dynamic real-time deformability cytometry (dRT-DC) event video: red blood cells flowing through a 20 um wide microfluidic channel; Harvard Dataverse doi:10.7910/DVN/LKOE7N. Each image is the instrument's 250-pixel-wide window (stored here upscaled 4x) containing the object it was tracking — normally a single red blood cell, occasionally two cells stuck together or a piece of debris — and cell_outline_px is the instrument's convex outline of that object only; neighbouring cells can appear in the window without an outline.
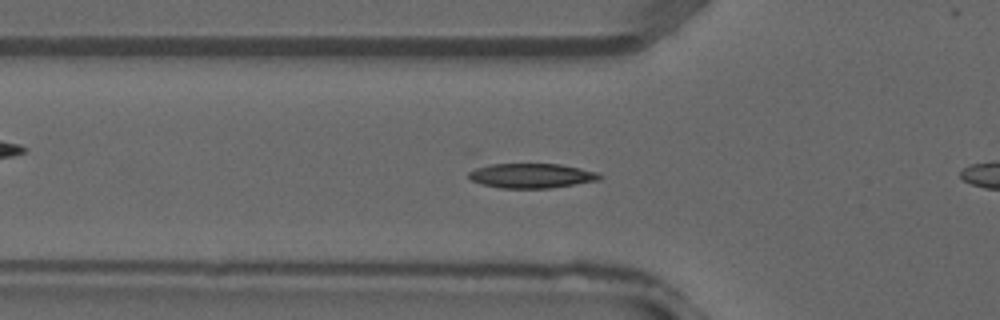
{"species": "common noctule bat (a hibernating species)", "species_latin": "Nyctalus noctula", "temperature_condition": "warm", "stored_images_in_passage": 35, "camera_frame_rate_fps": 3000, "um_per_image_px": 0.085, "animal": {"sex": "male", "forearm_length_mm": 52.5}, "frame": {"image": 1, "passage_image": 13, "time_ms": 4.0, "image_size_px": [1000, 320], "cell_outline_px": [[604, 176], [600, 180], [552, 188], [500, 188], [480, 184], [472, 180], [468, 176], [468, 172], [480, 164], [560, 164], [600, 172]], "centroid_in_image_um": [45.18, 14.93], "position_along_channel_um": 80.6, "area_um2": 19.19}}
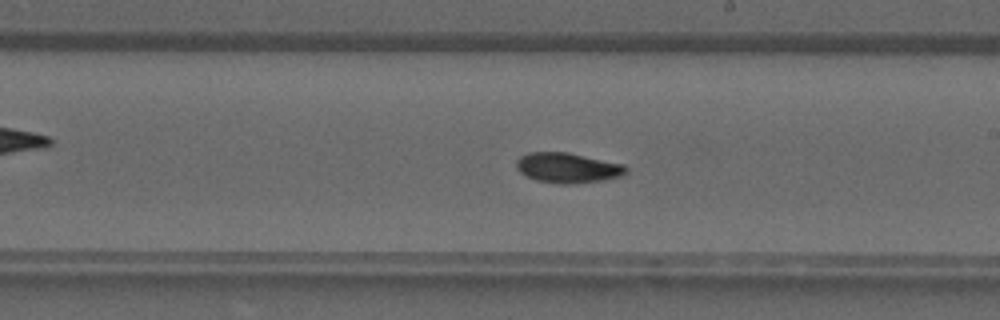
{"frame": {"image": 2, "passage_image": 22, "time_ms": 7.0, "image_size_px": [1000, 320], "cell_outline_px": [[628, 172], [620, 176], [604, 180], [568, 184], [560, 184], [536, 180], [520, 172], [516, 168], [516, 160], [520, 156], [528, 152], [568, 152], [624, 164], [628, 168]], "centroid_in_image_um": [48.25, 14.25], "position_along_channel_um": 240.7, "area_um2": 19.31}}
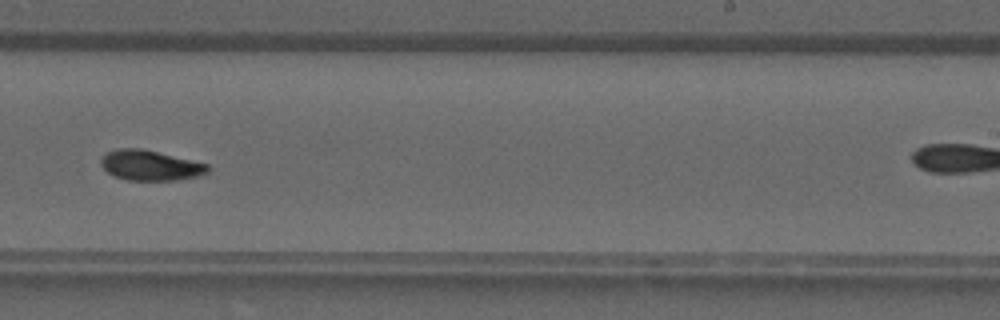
{"frame": {"image": 3, "passage_image": 24, "time_ms": 7.667, "image_size_px": [1000, 320], "cell_outline_px": [[208, 172], [196, 176], [176, 180], [128, 180], [116, 176], [108, 172], [100, 164], [100, 160], [108, 152], [116, 148], [140, 148], [208, 164]], "centroid_in_image_um": [12.75, 14.05], "position_along_channel_um": 276.3, "area_um2": 18.44}}